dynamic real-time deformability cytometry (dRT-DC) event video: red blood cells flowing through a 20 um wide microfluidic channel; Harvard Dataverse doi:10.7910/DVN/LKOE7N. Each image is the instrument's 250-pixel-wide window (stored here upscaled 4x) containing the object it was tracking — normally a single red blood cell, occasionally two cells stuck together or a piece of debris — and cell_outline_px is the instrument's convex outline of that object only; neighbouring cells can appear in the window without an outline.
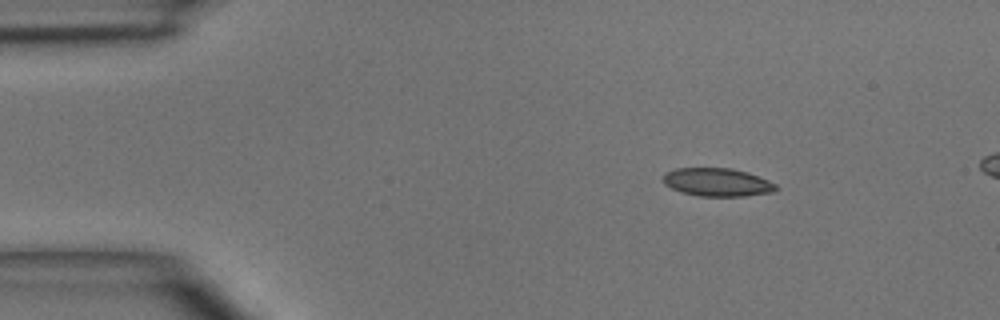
{"species": "common noctule bat (a hibernating species)", "species_latin": "Nyctalus noctula", "temperature_condition": "room temperature", "stored_images_in_passage": 3, "camera_frame_rate_fps": 3000, "um_per_image_px": 0.085, "animal": {"sex": "male", "body_mass_g": 15.6}, "frame": {"image": 1, "passage_image": 1, "time_ms": 0.0, "image_size_px": [1000, 320], "cell_outline_px": [[776, 188], [772, 192], [744, 196], [700, 196], [684, 192], [672, 188], [664, 184], [664, 176], [668, 172], [676, 168], [732, 168], [748, 172], [768, 180], [776, 184]], "centroid_in_image_um": [60.99, 15.48], "position_along_channel_um": 24.0, "area_um2": 18.26}}